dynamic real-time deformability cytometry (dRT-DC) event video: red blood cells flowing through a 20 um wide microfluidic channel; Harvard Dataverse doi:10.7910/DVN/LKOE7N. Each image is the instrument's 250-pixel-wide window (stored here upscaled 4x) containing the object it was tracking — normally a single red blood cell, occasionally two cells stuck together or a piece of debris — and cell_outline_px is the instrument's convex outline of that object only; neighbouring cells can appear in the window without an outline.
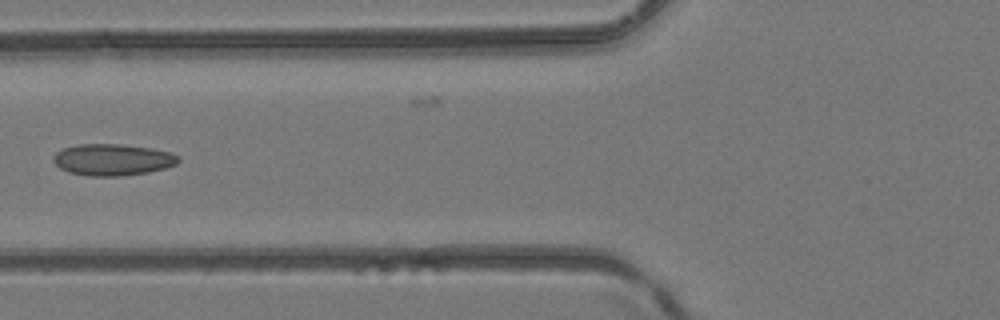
{"species": "common noctule bat (a hibernating species)", "species_latin": "Nyctalus noctula", "temperature_condition": "room temperature", "stored_images_in_passage": 3, "camera_frame_rate_fps": 3000, "um_per_image_px": 0.085, "animal": {"sex": "female", "body_mass_g": 24.6, "forearm_length_mm": 56.2}, "frame": {"image": 1, "passage_image": 2, "time_ms": 0.333, "image_size_px": [1000, 320], "cell_outline_px": [[180, 160], [176, 164], [164, 168], [148, 172], [120, 176], [88, 176], [68, 172], [60, 168], [52, 160], [52, 156], [56, 152], [64, 148], [80, 144], [120, 144], [152, 148], [168, 152], [180, 156]], "centroid_in_image_um": [9.55, 13.57], "position_along_channel_um": 116.2, "area_um2": 23.0}}